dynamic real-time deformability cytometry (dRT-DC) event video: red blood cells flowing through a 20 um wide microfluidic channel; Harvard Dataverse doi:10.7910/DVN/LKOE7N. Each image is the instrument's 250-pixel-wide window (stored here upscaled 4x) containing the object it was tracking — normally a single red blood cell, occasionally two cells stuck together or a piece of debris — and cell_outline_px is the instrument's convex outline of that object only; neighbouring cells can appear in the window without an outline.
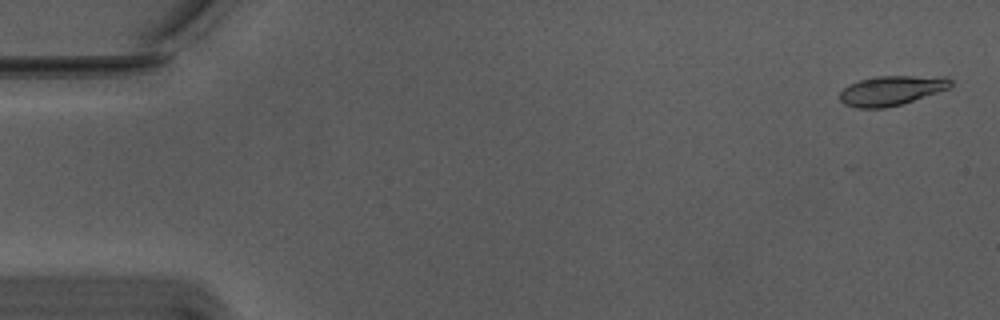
{"species": "Egyptian fruit bat (a non-hibernating species)", "species_latin": "Rousettus aegyptiacus", "temperature_condition": "warm", "stored_images_in_passage": 18, "camera_frame_rate_fps": 3000, "um_per_image_px": 0.085, "animal": {"sex": "male"}, "frame": {"image": 1, "passage_image": 2, "time_ms": 0.333, "image_size_px": [1000, 320], "cell_outline_px": [[952, 84], [948, 88], [904, 104], [884, 108], [856, 108], [844, 104], [840, 100], [840, 92], [844, 88], [860, 80], [876, 76], [912, 76], [952, 80]], "centroid_in_image_um": [75.69, 7.73], "position_along_channel_um": 9.3, "area_um2": 18.67}}
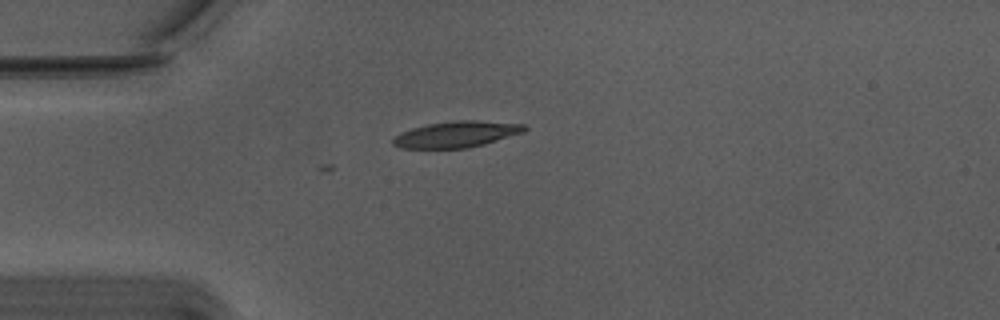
{"frame": {"image": 2, "passage_image": 15, "time_ms": 4.667, "image_size_px": [1000, 320], "cell_outline_px": [[528, 128], [524, 132], [484, 144], [468, 148], [400, 148], [392, 144], [392, 140], [400, 132], [412, 128], [428, 124], [456, 120], [476, 120], [524, 124]], "centroid_in_image_um": [38.8, 11.41], "position_along_channel_um": 46.2, "area_um2": 20.0}}